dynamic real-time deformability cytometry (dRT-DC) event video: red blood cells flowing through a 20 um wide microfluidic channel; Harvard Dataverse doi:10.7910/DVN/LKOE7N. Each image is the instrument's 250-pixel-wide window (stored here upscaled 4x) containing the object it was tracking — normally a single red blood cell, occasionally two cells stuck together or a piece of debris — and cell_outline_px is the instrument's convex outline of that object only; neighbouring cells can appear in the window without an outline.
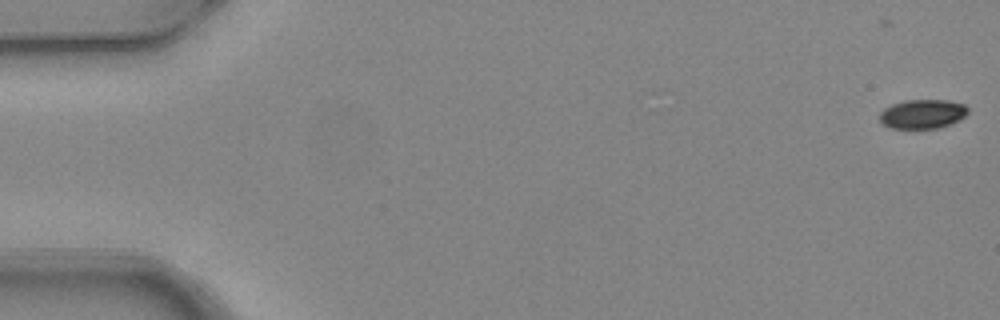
{"species": "common noctule bat (a hibernating species)", "species_latin": "Nyctalus noctula", "temperature_condition": "warm", "stored_images_in_passage": 5, "camera_frame_rate_fps": 3000, "um_per_image_px": 0.085, "animal": {"sex": "female", "body_mass_g": 24.6, "forearm_length_mm": 56.2}, "frame": {"image": 1, "passage_image": 1, "time_ms": 0.0, "image_size_px": [1000, 320], "cell_outline_px": [[968, 112], [960, 120], [936, 128], [892, 128], [884, 124], [880, 120], [880, 112], [884, 108], [892, 104], [904, 100], [948, 100], [964, 104], [968, 108]], "centroid_in_image_um": [78.42, 9.67], "position_along_channel_um": 6.6, "area_um2": 14.91}}
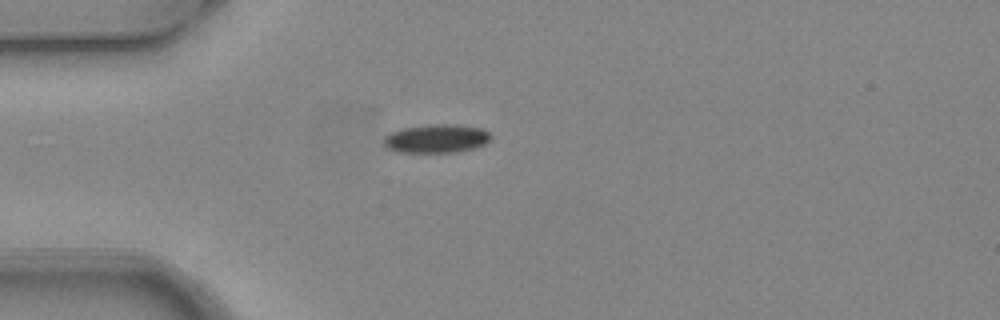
{"frame": {"image": 2, "passage_image": 5, "time_ms": 1.333, "image_size_px": [1000, 320], "cell_outline_px": [[492, 136], [484, 144], [476, 148], [456, 152], [396, 152], [388, 148], [384, 144], [384, 136], [400, 128], [428, 124], [456, 124], [484, 128]], "centroid_in_image_um": [37.1, 11.77], "position_along_channel_um": 47.9, "area_um2": 18.03}}